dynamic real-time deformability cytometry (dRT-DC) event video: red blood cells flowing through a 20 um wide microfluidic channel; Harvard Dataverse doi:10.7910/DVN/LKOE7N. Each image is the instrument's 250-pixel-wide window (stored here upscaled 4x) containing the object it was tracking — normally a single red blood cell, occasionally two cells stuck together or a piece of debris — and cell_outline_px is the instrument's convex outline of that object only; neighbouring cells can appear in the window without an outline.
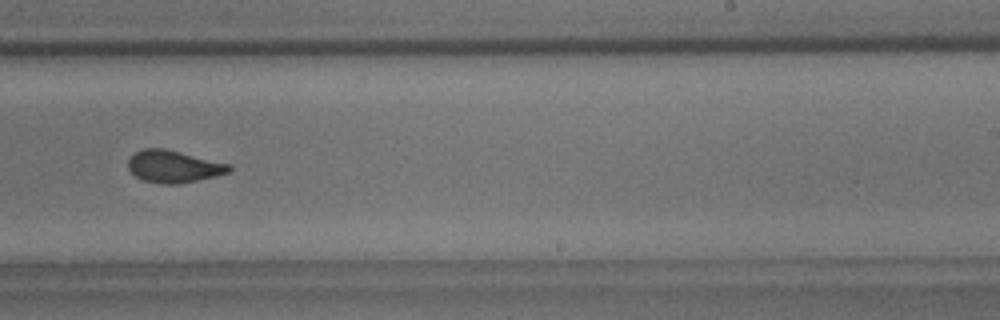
{"species": "common noctule bat (a hibernating species)", "species_latin": "Nyctalus noctula", "temperature_condition": "room temperature", "stored_images_in_passage": 49, "camera_frame_rate_fps": 3000, "um_per_image_px": 0.085, "animal": {"sex": "male", "body_mass_g": 18.8}, "frame": {"image": 1, "passage_image": 28, "time_ms": 9.0, "image_size_px": [1000, 320], "cell_outline_px": [[232, 172], [216, 176], [180, 184], [160, 184], [144, 180], [136, 176], [128, 168], [128, 160], [140, 148], [164, 148], [228, 164], [232, 168]], "centroid_in_image_um": [14.75, 14.16], "position_along_channel_um": 274.2, "area_um2": 18.84}}
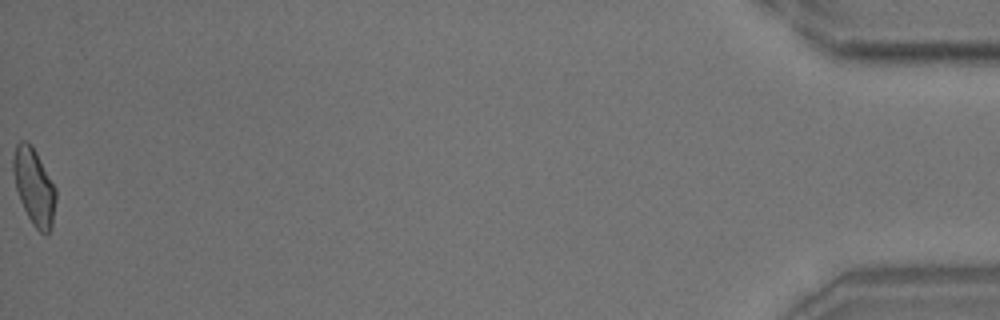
{"frame": {"image": 2, "passage_image": 49, "time_ms": 16.0, "image_size_px": [1000, 320], "cell_outline_px": [[56, 200], [52, 224], [48, 236], [44, 236], [32, 224], [20, 200], [16, 188], [12, 172], [12, 156], [16, 144], [20, 140], [28, 140], [32, 144], [56, 188]], "centroid_in_image_um": [2.89, 15.84], "position_along_channel_um": 432.3, "area_um2": 19.31}, "authors_computed_cell_mechanics": {"area_um2": 19.074, "velocity_mm_per_s": 3.6765, "shape_relaxation_time_tau1_ms": 4.6642, "shape_relaxation_time_tau2_ms": 1.4597, "deformation_change_tau1": 0.1311, "deformation_change_tau2": 0.0662}}